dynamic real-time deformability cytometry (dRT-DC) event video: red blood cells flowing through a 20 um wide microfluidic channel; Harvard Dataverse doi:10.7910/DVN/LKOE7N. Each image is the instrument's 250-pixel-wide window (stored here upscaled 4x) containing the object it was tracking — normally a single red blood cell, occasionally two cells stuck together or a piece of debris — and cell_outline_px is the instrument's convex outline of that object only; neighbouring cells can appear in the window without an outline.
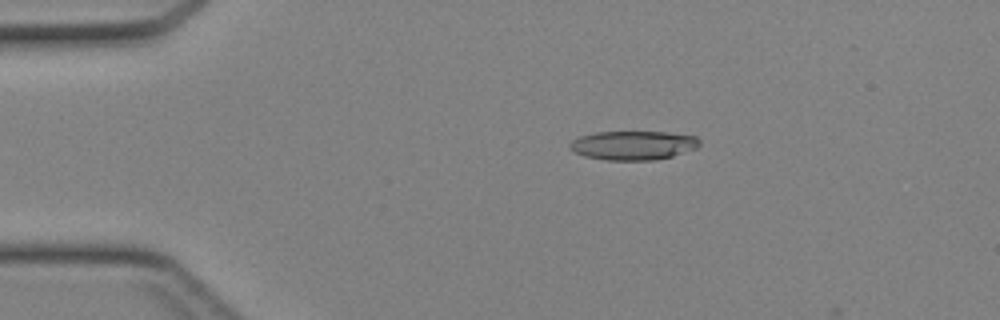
{"species": "Egyptian fruit bat (a non-hibernating species)", "species_latin": "Rousettus aegyptiacus", "temperature_condition": "cold", "stored_images_in_passage": 11, "camera_frame_rate_fps": 3000, "um_per_image_px": 0.085, "animal": {"sex": "female"}, "frame": {"image": 1, "passage_image": 9, "time_ms": 2.667, "image_size_px": [1000, 320], "cell_outline_px": [[700, 144], [696, 148], [672, 156], [656, 160], [604, 160], [584, 156], [576, 152], [568, 144], [572, 140], [580, 136], [596, 132], [668, 132], [696, 136], [700, 140]], "centroid_in_image_um": [53.84, 12.35], "position_along_channel_um": 31.2, "area_um2": 21.91}}